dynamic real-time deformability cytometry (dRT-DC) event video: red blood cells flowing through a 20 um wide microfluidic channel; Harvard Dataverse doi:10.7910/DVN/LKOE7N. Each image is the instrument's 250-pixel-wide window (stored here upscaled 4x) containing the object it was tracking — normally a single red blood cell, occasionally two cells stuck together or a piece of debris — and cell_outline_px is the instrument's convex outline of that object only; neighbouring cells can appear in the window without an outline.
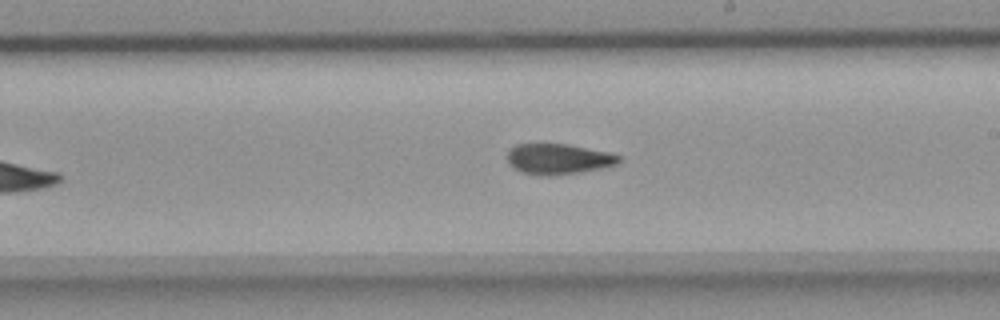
{"species": "common noctule bat (a hibernating species)", "species_latin": "Nyctalus noctula", "temperature_condition": "room temperature", "stored_images_in_passage": 9, "camera_frame_rate_fps": 3000, "um_per_image_px": 0.085, "animal": {"sex": "female", "body_mass_g": 18.4}, "frame": {"image": 1, "passage_image": 8, "time_ms": 2.333, "image_size_px": [1000, 320], "cell_outline_px": [[624, 160], [616, 164], [600, 168], [580, 172], [548, 176], [520, 172], [512, 168], [508, 160], [508, 152], [516, 144], [568, 144], [608, 152], [620, 156]], "centroid_in_image_um": [47.47, 13.51], "position_along_channel_um": 241.5, "area_um2": 19.77}}